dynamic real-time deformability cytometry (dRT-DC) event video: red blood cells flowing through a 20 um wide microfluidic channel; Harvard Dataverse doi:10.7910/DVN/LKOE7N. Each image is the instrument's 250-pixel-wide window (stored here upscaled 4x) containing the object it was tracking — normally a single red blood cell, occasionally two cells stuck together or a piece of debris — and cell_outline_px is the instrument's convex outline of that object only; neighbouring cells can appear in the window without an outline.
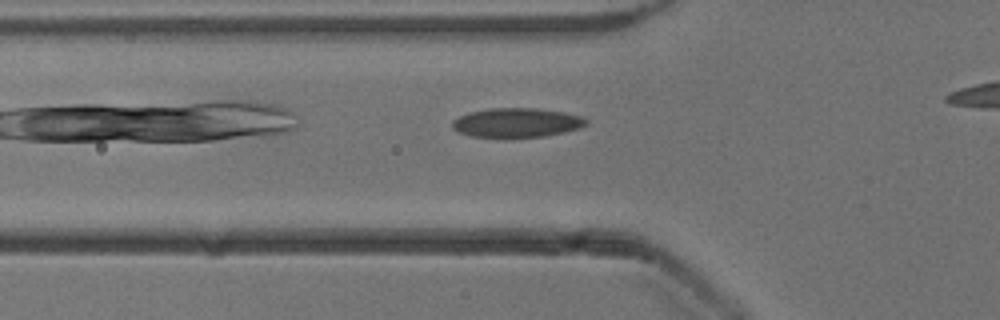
{"species": "common noctule bat (a hibernating species)", "species_latin": "Nyctalus noctula", "temperature_condition": "cold", "stored_images_in_passage": 29, "camera_frame_rate_fps": 3000, "um_per_image_px": 0.085, "animal": {"sex": "male", "body_mass_g": 13.3}, "frame": {"image": 1, "passage_image": 3, "time_ms": 0.667, "image_size_px": [1000, 320], "cell_outline_px": [[588, 124], [580, 128], [564, 132], [544, 136], [508, 140], [472, 136], [460, 132], [452, 128], [452, 120], [468, 112], [492, 108], [536, 108], [564, 112], [580, 116], [588, 120]], "centroid_in_image_um": [43.91, 10.46], "position_along_channel_um": 81.9, "area_um2": 23.52}}
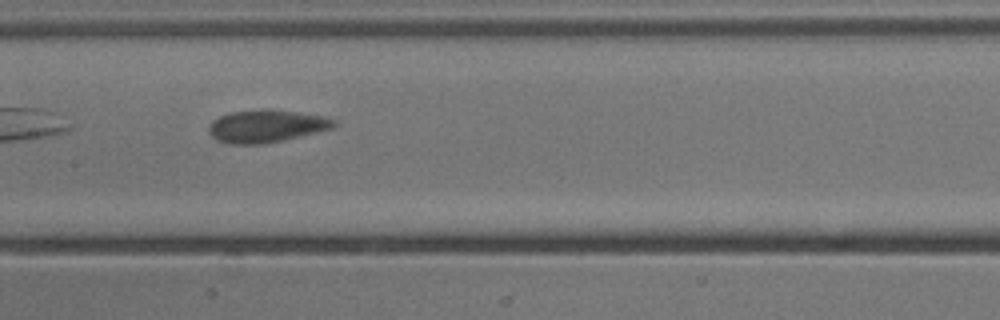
{"frame": {"image": 2, "passage_image": 11, "time_ms": 3.333, "image_size_px": [1000, 320], "cell_outline_px": [[336, 124], [332, 128], [284, 140], [260, 144], [228, 144], [216, 140], [208, 132], [208, 128], [212, 120], [228, 112], [264, 108], [296, 112], [324, 116], [336, 120]], "centroid_in_image_um": [22.59, 10.71], "position_along_channel_um": 184.8, "area_um2": 23.87}}
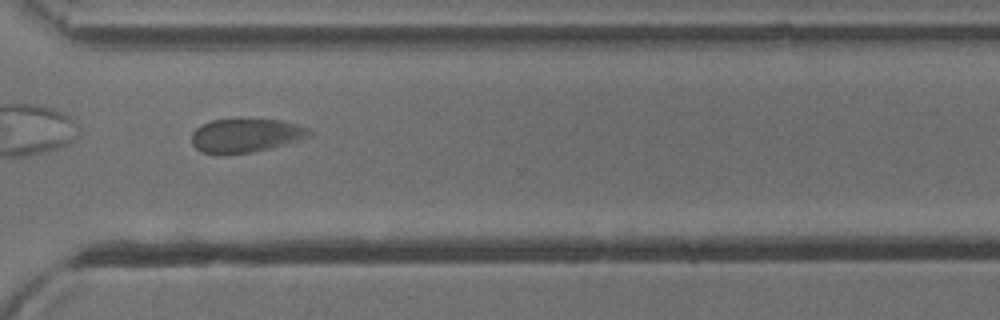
{"frame": {"image": 3, "passage_image": 24, "time_ms": 7.667, "image_size_px": [1000, 320], "cell_outline_px": [[312, 136], [304, 140], [272, 148], [252, 152], [224, 156], [216, 156], [200, 152], [192, 144], [192, 132], [196, 128], [212, 120], [280, 120], [296, 124], [308, 128], [312, 132]], "centroid_in_image_um": [20.9, 11.57], "position_along_channel_um": 349.7, "area_um2": 23.64}}